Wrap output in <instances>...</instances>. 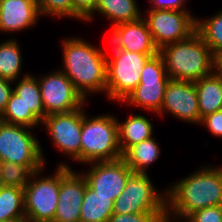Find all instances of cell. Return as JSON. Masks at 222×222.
<instances>
[{
    "label": "cell",
    "instance_id": "cell-1",
    "mask_svg": "<svg viewBox=\"0 0 222 222\" xmlns=\"http://www.w3.org/2000/svg\"><path fill=\"white\" fill-rule=\"evenodd\" d=\"M167 190V213L186 219L197 210L222 204V167L197 170Z\"/></svg>",
    "mask_w": 222,
    "mask_h": 222
},
{
    "label": "cell",
    "instance_id": "cell-2",
    "mask_svg": "<svg viewBox=\"0 0 222 222\" xmlns=\"http://www.w3.org/2000/svg\"><path fill=\"white\" fill-rule=\"evenodd\" d=\"M63 64L60 69L86 100L87 93H106L107 54L80 38L62 40Z\"/></svg>",
    "mask_w": 222,
    "mask_h": 222
},
{
    "label": "cell",
    "instance_id": "cell-3",
    "mask_svg": "<svg viewBox=\"0 0 222 222\" xmlns=\"http://www.w3.org/2000/svg\"><path fill=\"white\" fill-rule=\"evenodd\" d=\"M166 74L172 80L195 82L214 72V56L200 34L163 46L159 50Z\"/></svg>",
    "mask_w": 222,
    "mask_h": 222
},
{
    "label": "cell",
    "instance_id": "cell-4",
    "mask_svg": "<svg viewBox=\"0 0 222 222\" xmlns=\"http://www.w3.org/2000/svg\"><path fill=\"white\" fill-rule=\"evenodd\" d=\"M121 157L118 118L110 114L88 118L82 109L81 163L112 161Z\"/></svg>",
    "mask_w": 222,
    "mask_h": 222
},
{
    "label": "cell",
    "instance_id": "cell-5",
    "mask_svg": "<svg viewBox=\"0 0 222 222\" xmlns=\"http://www.w3.org/2000/svg\"><path fill=\"white\" fill-rule=\"evenodd\" d=\"M113 50L112 57L107 54L106 95L112 101L123 102L139 84L141 71L146 62L157 54Z\"/></svg>",
    "mask_w": 222,
    "mask_h": 222
},
{
    "label": "cell",
    "instance_id": "cell-6",
    "mask_svg": "<svg viewBox=\"0 0 222 222\" xmlns=\"http://www.w3.org/2000/svg\"><path fill=\"white\" fill-rule=\"evenodd\" d=\"M31 129L0 121V162L28 165L34 172L44 168V153Z\"/></svg>",
    "mask_w": 222,
    "mask_h": 222
},
{
    "label": "cell",
    "instance_id": "cell-7",
    "mask_svg": "<svg viewBox=\"0 0 222 222\" xmlns=\"http://www.w3.org/2000/svg\"><path fill=\"white\" fill-rule=\"evenodd\" d=\"M113 213H167V191L159 193L148 173H132L114 201Z\"/></svg>",
    "mask_w": 222,
    "mask_h": 222
},
{
    "label": "cell",
    "instance_id": "cell-8",
    "mask_svg": "<svg viewBox=\"0 0 222 222\" xmlns=\"http://www.w3.org/2000/svg\"><path fill=\"white\" fill-rule=\"evenodd\" d=\"M60 166L68 165L61 163L57 166L53 176H42L41 178L39 175L44 171L43 168L35 172L25 185L26 222H52L54 220L60 189Z\"/></svg>",
    "mask_w": 222,
    "mask_h": 222
},
{
    "label": "cell",
    "instance_id": "cell-9",
    "mask_svg": "<svg viewBox=\"0 0 222 222\" xmlns=\"http://www.w3.org/2000/svg\"><path fill=\"white\" fill-rule=\"evenodd\" d=\"M170 80L163 58L158 53L146 62L141 71L139 84L122 103H130L129 105L158 114Z\"/></svg>",
    "mask_w": 222,
    "mask_h": 222
},
{
    "label": "cell",
    "instance_id": "cell-10",
    "mask_svg": "<svg viewBox=\"0 0 222 222\" xmlns=\"http://www.w3.org/2000/svg\"><path fill=\"white\" fill-rule=\"evenodd\" d=\"M146 16L144 19L159 50L187 39L196 31V17L188 11L149 9Z\"/></svg>",
    "mask_w": 222,
    "mask_h": 222
},
{
    "label": "cell",
    "instance_id": "cell-11",
    "mask_svg": "<svg viewBox=\"0 0 222 222\" xmlns=\"http://www.w3.org/2000/svg\"><path fill=\"white\" fill-rule=\"evenodd\" d=\"M40 78L38 82L45 117L50 114L77 110L86 103L72 81L60 69Z\"/></svg>",
    "mask_w": 222,
    "mask_h": 222
},
{
    "label": "cell",
    "instance_id": "cell-12",
    "mask_svg": "<svg viewBox=\"0 0 222 222\" xmlns=\"http://www.w3.org/2000/svg\"><path fill=\"white\" fill-rule=\"evenodd\" d=\"M82 108L47 115L42 121L56 149L81 163Z\"/></svg>",
    "mask_w": 222,
    "mask_h": 222
},
{
    "label": "cell",
    "instance_id": "cell-13",
    "mask_svg": "<svg viewBox=\"0 0 222 222\" xmlns=\"http://www.w3.org/2000/svg\"><path fill=\"white\" fill-rule=\"evenodd\" d=\"M88 164L91 168L82 173L87 186L97 195L111 197L113 201L121 195L129 176L133 173L122 157Z\"/></svg>",
    "mask_w": 222,
    "mask_h": 222
},
{
    "label": "cell",
    "instance_id": "cell-14",
    "mask_svg": "<svg viewBox=\"0 0 222 222\" xmlns=\"http://www.w3.org/2000/svg\"><path fill=\"white\" fill-rule=\"evenodd\" d=\"M87 182L70 166H60L58 204L52 222H80V211Z\"/></svg>",
    "mask_w": 222,
    "mask_h": 222
},
{
    "label": "cell",
    "instance_id": "cell-15",
    "mask_svg": "<svg viewBox=\"0 0 222 222\" xmlns=\"http://www.w3.org/2000/svg\"><path fill=\"white\" fill-rule=\"evenodd\" d=\"M164 112L171 113L180 120L200 124L195 83L171 79L166 86L164 100L158 114L163 115Z\"/></svg>",
    "mask_w": 222,
    "mask_h": 222
},
{
    "label": "cell",
    "instance_id": "cell-16",
    "mask_svg": "<svg viewBox=\"0 0 222 222\" xmlns=\"http://www.w3.org/2000/svg\"><path fill=\"white\" fill-rule=\"evenodd\" d=\"M111 29L112 49H122L141 54L159 53L144 17L133 22L116 25Z\"/></svg>",
    "mask_w": 222,
    "mask_h": 222
},
{
    "label": "cell",
    "instance_id": "cell-17",
    "mask_svg": "<svg viewBox=\"0 0 222 222\" xmlns=\"http://www.w3.org/2000/svg\"><path fill=\"white\" fill-rule=\"evenodd\" d=\"M40 12L37 0H0V32H19L35 26Z\"/></svg>",
    "mask_w": 222,
    "mask_h": 222
},
{
    "label": "cell",
    "instance_id": "cell-18",
    "mask_svg": "<svg viewBox=\"0 0 222 222\" xmlns=\"http://www.w3.org/2000/svg\"><path fill=\"white\" fill-rule=\"evenodd\" d=\"M194 83L201 118L222 109V76L213 72Z\"/></svg>",
    "mask_w": 222,
    "mask_h": 222
},
{
    "label": "cell",
    "instance_id": "cell-19",
    "mask_svg": "<svg viewBox=\"0 0 222 222\" xmlns=\"http://www.w3.org/2000/svg\"><path fill=\"white\" fill-rule=\"evenodd\" d=\"M153 132L152 123L143 115H131L123 122L118 120L119 146L122 155L131 146L153 137Z\"/></svg>",
    "mask_w": 222,
    "mask_h": 222
},
{
    "label": "cell",
    "instance_id": "cell-20",
    "mask_svg": "<svg viewBox=\"0 0 222 222\" xmlns=\"http://www.w3.org/2000/svg\"><path fill=\"white\" fill-rule=\"evenodd\" d=\"M160 154L158 142L151 137L131 146L122 158L133 173L147 174V168L159 158Z\"/></svg>",
    "mask_w": 222,
    "mask_h": 222
},
{
    "label": "cell",
    "instance_id": "cell-21",
    "mask_svg": "<svg viewBox=\"0 0 222 222\" xmlns=\"http://www.w3.org/2000/svg\"><path fill=\"white\" fill-rule=\"evenodd\" d=\"M136 0H97L94 13L98 12L112 20V27L139 20L141 12Z\"/></svg>",
    "mask_w": 222,
    "mask_h": 222
},
{
    "label": "cell",
    "instance_id": "cell-22",
    "mask_svg": "<svg viewBox=\"0 0 222 222\" xmlns=\"http://www.w3.org/2000/svg\"><path fill=\"white\" fill-rule=\"evenodd\" d=\"M13 88V92L21 97L25 104V114H34L41 122L45 118V109L38 79L30 74L23 75Z\"/></svg>",
    "mask_w": 222,
    "mask_h": 222
},
{
    "label": "cell",
    "instance_id": "cell-23",
    "mask_svg": "<svg viewBox=\"0 0 222 222\" xmlns=\"http://www.w3.org/2000/svg\"><path fill=\"white\" fill-rule=\"evenodd\" d=\"M113 204L111 197L97 195L86 186L80 211V222H107L113 215Z\"/></svg>",
    "mask_w": 222,
    "mask_h": 222
},
{
    "label": "cell",
    "instance_id": "cell-24",
    "mask_svg": "<svg viewBox=\"0 0 222 222\" xmlns=\"http://www.w3.org/2000/svg\"><path fill=\"white\" fill-rule=\"evenodd\" d=\"M25 218L24 188L1 186L0 221Z\"/></svg>",
    "mask_w": 222,
    "mask_h": 222
},
{
    "label": "cell",
    "instance_id": "cell-25",
    "mask_svg": "<svg viewBox=\"0 0 222 222\" xmlns=\"http://www.w3.org/2000/svg\"><path fill=\"white\" fill-rule=\"evenodd\" d=\"M18 42L10 39L0 43V78L16 82L22 68V56Z\"/></svg>",
    "mask_w": 222,
    "mask_h": 222
},
{
    "label": "cell",
    "instance_id": "cell-26",
    "mask_svg": "<svg viewBox=\"0 0 222 222\" xmlns=\"http://www.w3.org/2000/svg\"><path fill=\"white\" fill-rule=\"evenodd\" d=\"M196 31L211 49L213 56L222 52V11L205 20L196 18Z\"/></svg>",
    "mask_w": 222,
    "mask_h": 222
},
{
    "label": "cell",
    "instance_id": "cell-27",
    "mask_svg": "<svg viewBox=\"0 0 222 222\" xmlns=\"http://www.w3.org/2000/svg\"><path fill=\"white\" fill-rule=\"evenodd\" d=\"M0 121L7 124L22 125L30 128L36 127L42 122L34 114H25V104L21 97L12 92L6 109Z\"/></svg>",
    "mask_w": 222,
    "mask_h": 222
},
{
    "label": "cell",
    "instance_id": "cell-28",
    "mask_svg": "<svg viewBox=\"0 0 222 222\" xmlns=\"http://www.w3.org/2000/svg\"><path fill=\"white\" fill-rule=\"evenodd\" d=\"M34 173L28 165L0 162V183L2 186L24 188Z\"/></svg>",
    "mask_w": 222,
    "mask_h": 222
},
{
    "label": "cell",
    "instance_id": "cell-29",
    "mask_svg": "<svg viewBox=\"0 0 222 222\" xmlns=\"http://www.w3.org/2000/svg\"><path fill=\"white\" fill-rule=\"evenodd\" d=\"M40 15L73 18L72 0H37Z\"/></svg>",
    "mask_w": 222,
    "mask_h": 222
},
{
    "label": "cell",
    "instance_id": "cell-30",
    "mask_svg": "<svg viewBox=\"0 0 222 222\" xmlns=\"http://www.w3.org/2000/svg\"><path fill=\"white\" fill-rule=\"evenodd\" d=\"M167 213L115 214L107 222H162Z\"/></svg>",
    "mask_w": 222,
    "mask_h": 222
},
{
    "label": "cell",
    "instance_id": "cell-31",
    "mask_svg": "<svg viewBox=\"0 0 222 222\" xmlns=\"http://www.w3.org/2000/svg\"><path fill=\"white\" fill-rule=\"evenodd\" d=\"M185 220L188 222H222L221 206H212L197 210Z\"/></svg>",
    "mask_w": 222,
    "mask_h": 222
},
{
    "label": "cell",
    "instance_id": "cell-32",
    "mask_svg": "<svg viewBox=\"0 0 222 222\" xmlns=\"http://www.w3.org/2000/svg\"><path fill=\"white\" fill-rule=\"evenodd\" d=\"M73 1V18L80 21L93 20L94 9L97 0H72Z\"/></svg>",
    "mask_w": 222,
    "mask_h": 222
},
{
    "label": "cell",
    "instance_id": "cell-33",
    "mask_svg": "<svg viewBox=\"0 0 222 222\" xmlns=\"http://www.w3.org/2000/svg\"><path fill=\"white\" fill-rule=\"evenodd\" d=\"M201 125H205L212 135L222 137V109L201 118Z\"/></svg>",
    "mask_w": 222,
    "mask_h": 222
},
{
    "label": "cell",
    "instance_id": "cell-34",
    "mask_svg": "<svg viewBox=\"0 0 222 222\" xmlns=\"http://www.w3.org/2000/svg\"><path fill=\"white\" fill-rule=\"evenodd\" d=\"M150 1L152 7L151 10H181L189 11L185 9V0H148ZM154 6V7H153Z\"/></svg>",
    "mask_w": 222,
    "mask_h": 222
},
{
    "label": "cell",
    "instance_id": "cell-35",
    "mask_svg": "<svg viewBox=\"0 0 222 222\" xmlns=\"http://www.w3.org/2000/svg\"><path fill=\"white\" fill-rule=\"evenodd\" d=\"M12 81L0 78V117L4 113L10 96L13 92Z\"/></svg>",
    "mask_w": 222,
    "mask_h": 222
},
{
    "label": "cell",
    "instance_id": "cell-36",
    "mask_svg": "<svg viewBox=\"0 0 222 222\" xmlns=\"http://www.w3.org/2000/svg\"><path fill=\"white\" fill-rule=\"evenodd\" d=\"M214 72L217 75L222 76V52L214 57Z\"/></svg>",
    "mask_w": 222,
    "mask_h": 222
},
{
    "label": "cell",
    "instance_id": "cell-37",
    "mask_svg": "<svg viewBox=\"0 0 222 222\" xmlns=\"http://www.w3.org/2000/svg\"><path fill=\"white\" fill-rule=\"evenodd\" d=\"M172 219V216L171 215H169L168 213L165 215V217H164V219H163V221L162 222H174V221H172L171 219ZM188 222L187 220H183V219H180L179 220V222Z\"/></svg>",
    "mask_w": 222,
    "mask_h": 222
},
{
    "label": "cell",
    "instance_id": "cell-38",
    "mask_svg": "<svg viewBox=\"0 0 222 222\" xmlns=\"http://www.w3.org/2000/svg\"><path fill=\"white\" fill-rule=\"evenodd\" d=\"M0 222H26V219H10V220L0 221Z\"/></svg>",
    "mask_w": 222,
    "mask_h": 222
}]
</instances>
